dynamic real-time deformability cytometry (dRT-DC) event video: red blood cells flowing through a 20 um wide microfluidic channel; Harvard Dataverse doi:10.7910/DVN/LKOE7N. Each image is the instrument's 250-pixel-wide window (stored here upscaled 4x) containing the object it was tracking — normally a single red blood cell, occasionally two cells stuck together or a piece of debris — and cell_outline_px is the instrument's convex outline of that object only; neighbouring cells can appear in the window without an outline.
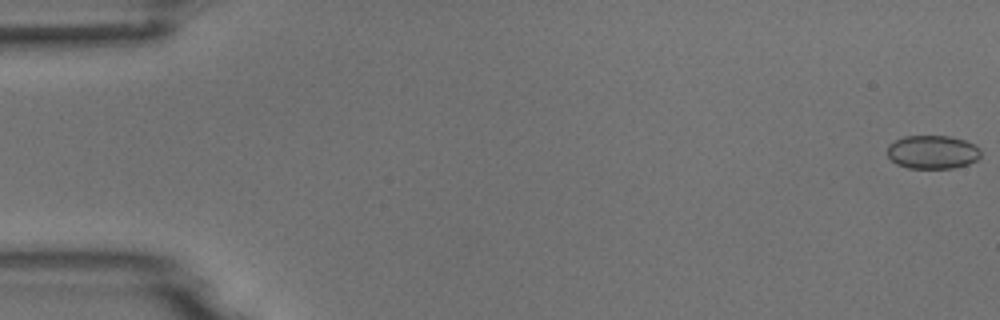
{"species": "common noctule bat (a hibernating species)", "species_latin": "Nyctalus noctula", "temperature_condition": "room temperature", "stored_images_in_passage": 54, "camera_frame_rate_fps": 3000, "um_per_image_px": 0.085, "animal": {"sex": "male", "body_mass_g": 18.8}, "frame": {"image": 1, "passage_image": 1, "time_ms": 0.0, "image_size_px": [1000, 320], "cell_outline_px": [[980, 156], [976, 160], [968, 164], [952, 168], [908, 168], [896, 164], [888, 156], [888, 144], [904, 136], [948, 136], [964, 140], [980, 148]], "centroid_in_image_um": [79.25, 12.93], "position_along_channel_um": 5.8, "area_um2": 18.15}}
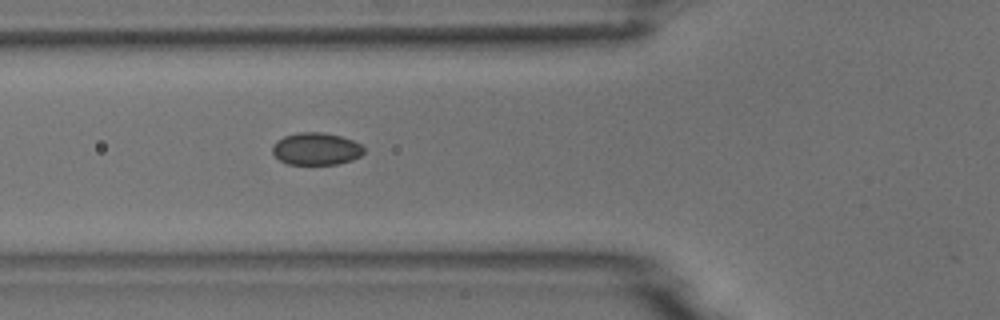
{"frame": {"image": 2, "passage_image": 20, "time_ms": 6.333, "image_size_px": [1000, 320], "cell_outline_px": [[364, 152], [360, 156], [352, 160], [336, 164], [288, 164], [280, 160], [272, 152], [272, 144], [276, 140], [284, 136], [296, 132], [324, 132], [340, 136], [352, 140], [360, 144], [364, 148]], "centroid_in_image_um": [26.85, 12.64], "position_along_channel_um": 98.9, "area_um2": 17.28}}
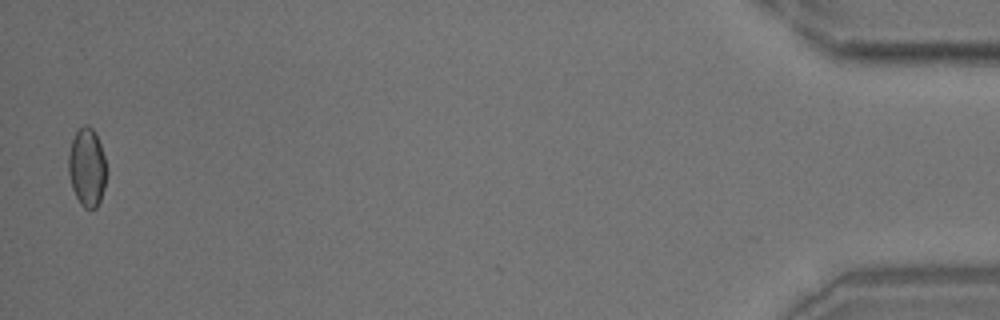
{"frame": {"image": 3, "passage_image": 53, "time_ms": 17.333, "image_size_px": [1000, 320], "cell_outline_px": [[108, 172], [104, 188], [100, 200], [96, 208], [84, 208], [80, 204], [72, 188], [68, 172], [68, 152], [72, 140], [76, 132], [84, 124], [88, 124], [96, 132], [108, 168]], "centroid_in_image_um": [7.41, 14.21], "position_along_channel_um": 427.8, "area_um2": 17.69}}